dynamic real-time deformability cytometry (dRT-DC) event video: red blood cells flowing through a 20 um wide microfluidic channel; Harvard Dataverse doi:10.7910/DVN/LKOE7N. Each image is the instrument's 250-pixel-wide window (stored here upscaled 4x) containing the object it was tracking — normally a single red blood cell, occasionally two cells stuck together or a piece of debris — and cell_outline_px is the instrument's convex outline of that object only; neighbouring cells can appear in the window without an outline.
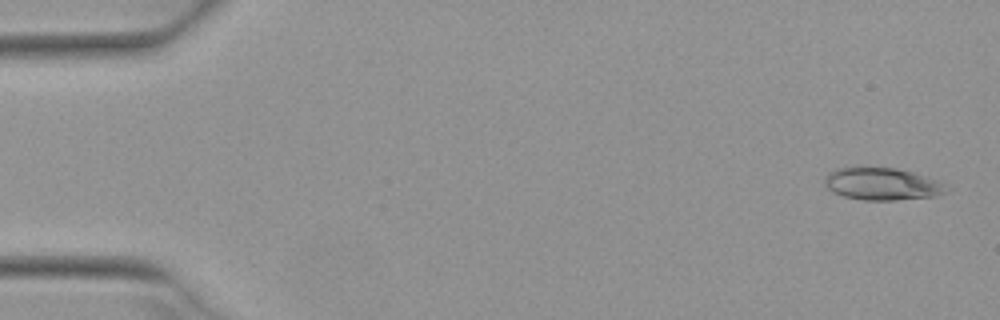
{"species": "Egyptian fruit bat (a non-hibernating species)", "species_latin": "Rousettus aegyptiacus", "temperature_condition": "warm", "stored_images_in_passage": 52, "camera_frame_rate_fps": 3000, "um_per_image_px": 0.085, "animal": {"sex": "female"}, "frame": {"image": 1, "passage_image": 2, "time_ms": 0.333, "image_size_px": [1000, 320], "cell_outline_px": [[944, 192], [936, 196], [896, 200], [864, 200], [844, 196], [832, 192], [824, 184], [824, 180], [828, 172], [836, 168], [864, 164], [896, 168], [912, 172], [936, 180], [940, 184]], "centroid_in_image_um": [74.83, 15.59], "position_along_channel_um": 10.2, "area_um2": 23.24}}
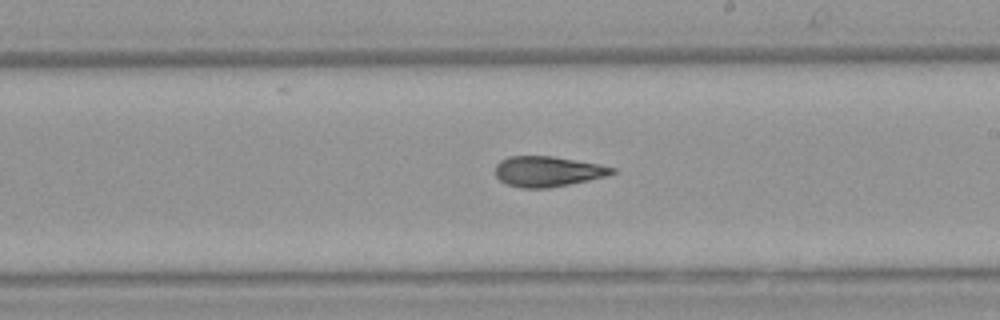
{"frame": {"image": 2, "passage_image": 30, "time_ms": 9.667, "image_size_px": [1000, 320], "cell_outline_px": [[616, 172], [604, 176], [588, 180], [548, 188], [520, 188], [508, 184], [500, 180], [496, 176], [496, 164], [500, 160], [508, 156], [552, 156], [600, 164], [616, 168]], "centroid_in_image_um": [46.54, 14.56], "position_along_channel_um": 242.5, "area_um2": 20.58}}
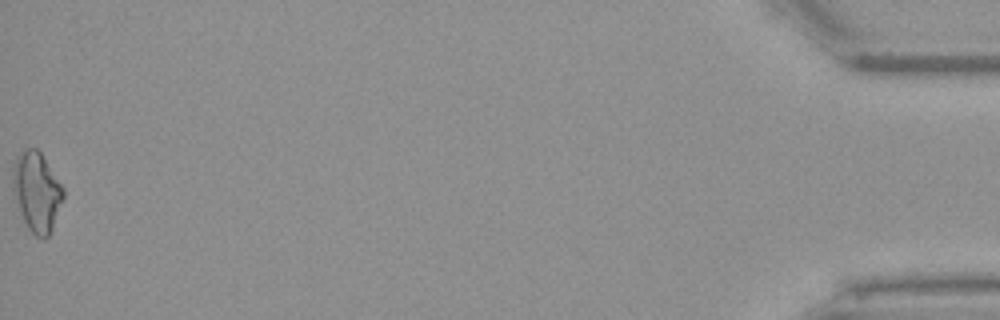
{"frame": {"image": 3, "passage_image": 52, "time_ms": 17.0, "image_size_px": [1000, 320], "cell_outline_px": [[64, 196], [52, 228], [48, 236], [44, 240], [36, 236], [28, 228], [20, 212], [12, 192], [12, 164], [16, 156], [24, 148], [36, 148], [40, 152], [64, 188]], "centroid_in_image_um": [3.09, 16.27], "position_along_channel_um": 432.1, "area_um2": 23.47}, "authors_computed_cell_mechanics": {"area_um2": 21.4438, "velocity_mm_per_s": 3.9548, "shape_relaxation_time_tau1_ms": null, "shape_relaxation_time_tau2_ms": 2.8748, "deformation_change_tau1": null, "deformation_change_tau2": 0.1068}}